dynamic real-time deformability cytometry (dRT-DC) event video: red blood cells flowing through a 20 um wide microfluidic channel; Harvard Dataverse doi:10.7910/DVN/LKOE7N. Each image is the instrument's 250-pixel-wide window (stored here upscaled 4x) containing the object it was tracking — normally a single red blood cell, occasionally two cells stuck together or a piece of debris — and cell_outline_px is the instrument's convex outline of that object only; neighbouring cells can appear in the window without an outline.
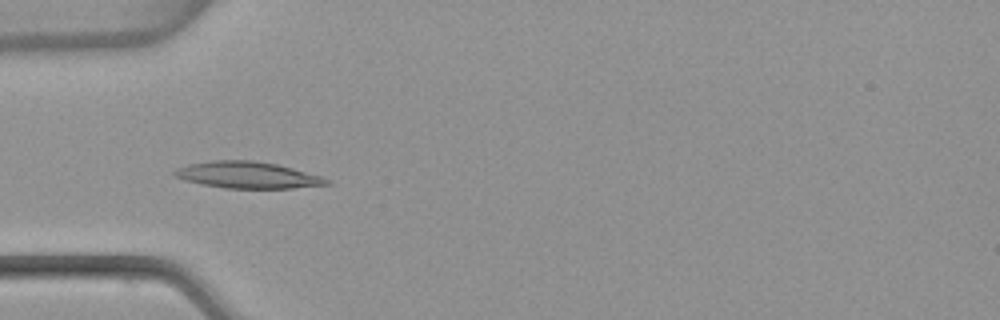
{"species": "common noctule bat (a hibernating species)", "species_latin": "Nyctalus noctula", "temperature_condition": "warm", "stored_images_in_passage": 49, "camera_frame_rate_fps": 3000, "um_per_image_px": 0.085, "animal": {"sex": "female", "body_mass_g": 22.7, "forearm_length_mm": 54.2}, "frame": {"image": 1, "passage_image": 13, "time_ms": 4.0, "image_size_px": [1000, 320], "cell_outline_px": [[332, 184], [292, 188], [224, 188], [200, 184], [184, 180], [176, 176], [172, 172], [176, 168], [188, 164], [212, 160], [252, 160], [276, 164], [292, 168], [320, 176], [332, 180]], "centroid_in_image_um": [21.03, 14.88], "position_along_channel_um": 64.0, "area_um2": 23.58}}
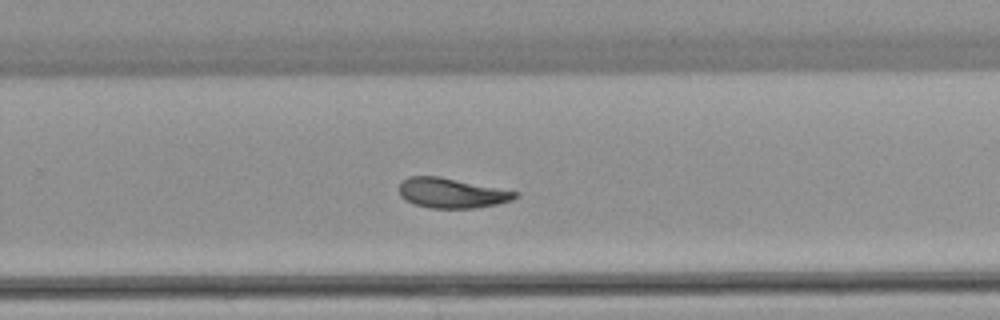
{"frame": {"image": 2, "passage_image": 31, "time_ms": 10.0, "image_size_px": [1000, 320], "cell_outline_px": [[520, 192], [512, 200], [496, 204], [476, 208], [428, 208], [416, 204], [400, 196], [400, 184], [408, 176], [440, 176]], "centroid_in_image_um": [38.41, 16.4], "position_along_channel_um": 291.4, "area_um2": 20.11}}
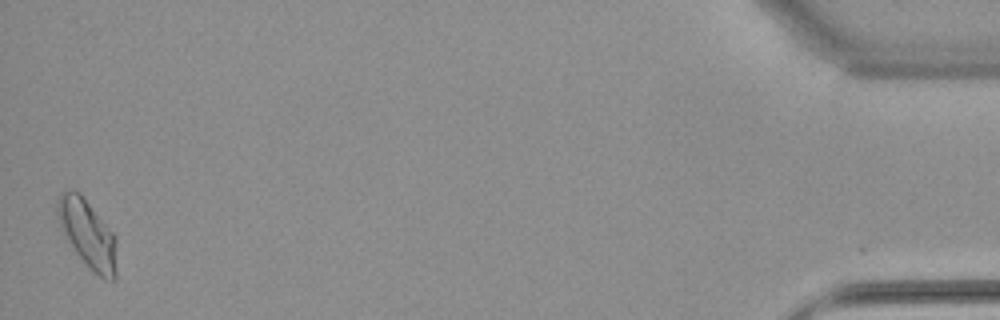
{"frame": {"image": 3, "passage_image": 49, "time_ms": 16.0, "image_size_px": [1000, 320], "cell_outline_px": [[116, 280], [104, 280], [88, 268], [76, 252], [60, 228], [56, 212], [56, 200], [60, 192], [64, 188], [80, 192], [116, 236]], "centroid_in_image_um": [7.43, 19.85], "position_along_channel_um": 427.8, "area_um2": 23.81}, "authors_computed_cell_mechanics": {"area_um2": 21.0392, "velocity_mm_per_s": 3.8203, "shape_relaxation_time_tau1_ms": 9.3469, "shape_relaxation_time_tau2_ms": 3.5799, "deformation_change_tau1": 0.2238, "deformation_change_tau2": 0.0912}}